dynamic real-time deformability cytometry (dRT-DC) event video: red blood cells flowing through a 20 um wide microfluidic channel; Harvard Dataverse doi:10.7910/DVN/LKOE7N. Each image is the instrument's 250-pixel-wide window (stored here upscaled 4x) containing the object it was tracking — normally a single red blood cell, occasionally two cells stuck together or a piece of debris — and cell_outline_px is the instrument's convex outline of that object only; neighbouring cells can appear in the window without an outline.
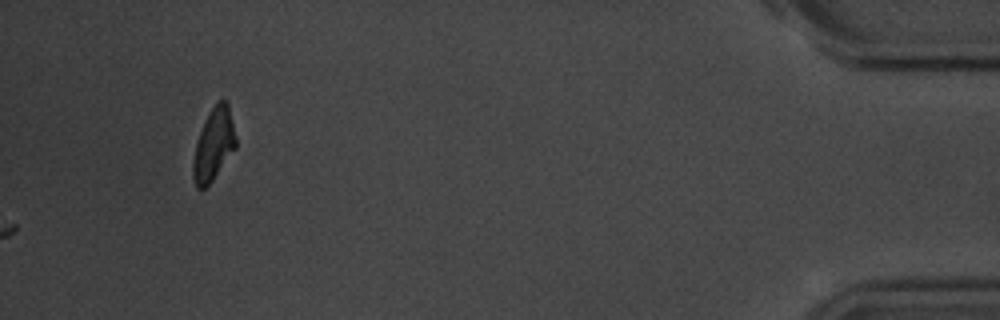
{"species": "common noctule bat (a hibernating species)", "species_latin": "Nyctalus noctula", "temperature_condition": "room temperature", "stored_images_in_passage": 40, "camera_frame_rate_fps": 3000, "um_per_image_px": 0.085, "animal": {"sex": "male", "body_mass_g": 20.1, "forearm_length_mm": 53.5}, "frame": {"image": 1, "passage_image": 40, "time_ms": 13.0, "image_size_px": [1000, 320], "cell_outline_px": [[236, 148], [212, 180], [204, 188], [196, 188], [192, 176], [192, 164], [196, 144], [200, 132], [208, 112], [216, 100], [224, 100], [228, 104], [236, 136]], "centroid_in_image_um": [18.16, 12.26], "position_along_channel_um": 417.0, "area_um2": 17.92}}